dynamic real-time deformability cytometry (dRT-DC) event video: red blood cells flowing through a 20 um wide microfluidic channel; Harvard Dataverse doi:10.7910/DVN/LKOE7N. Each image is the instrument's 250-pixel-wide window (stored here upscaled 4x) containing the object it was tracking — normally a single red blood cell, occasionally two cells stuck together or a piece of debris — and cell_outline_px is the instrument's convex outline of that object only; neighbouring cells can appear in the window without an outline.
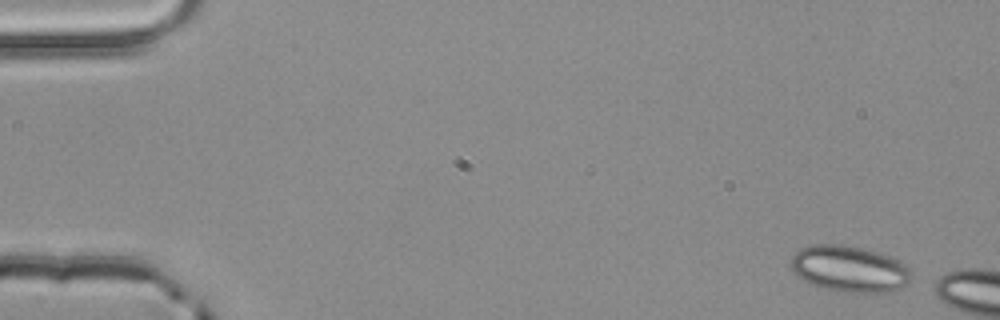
{"species": "common noctule bat (a hibernating species)", "species_latin": "Nyctalus noctula", "temperature_condition": "room temperature", "stored_images_in_passage": 3, "camera_frame_rate_fps": 3000, "um_per_image_px": 0.085, "animal": {"sex": "male", "body_mass_g": 20.4}, "frame": {"image": 1, "passage_image": 1, "time_ms": 0.0, "image_size_px": [1000, 320], "cell_outline_px": [[912, 276], [908, 284], [900, 288], [888, 292], [836, 292], [812, 284], [804, 280], [792, 268], [792, 256], [800, 248], [816, 244], [840, 244], [864, 248], [900, 260], [908, 268]], "centroid_in_image_um": [72.23, 22.85], "position_along_channel_um": 12.8, "area_um2": 32.31}}